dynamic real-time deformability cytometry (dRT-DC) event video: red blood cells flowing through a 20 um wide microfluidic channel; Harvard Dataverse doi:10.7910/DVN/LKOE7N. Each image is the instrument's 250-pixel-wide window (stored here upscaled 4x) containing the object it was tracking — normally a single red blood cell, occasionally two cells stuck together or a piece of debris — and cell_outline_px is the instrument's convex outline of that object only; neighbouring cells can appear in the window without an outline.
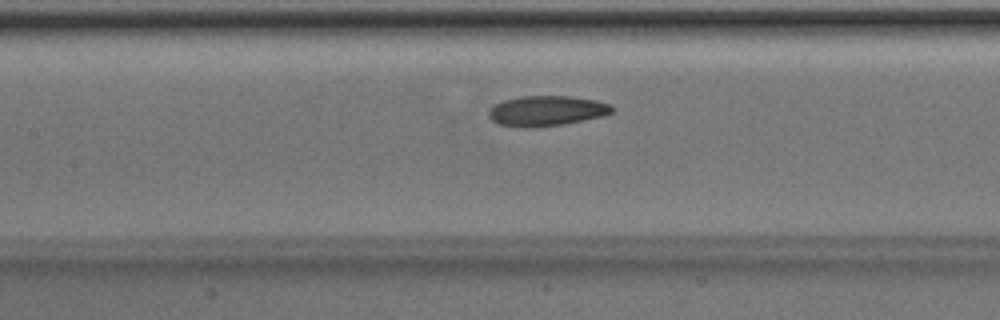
{"species": "Egyptian fruit bat (a non-hibernating species)", "species_latin": "Rousettus aegyptiacus", "temperature_condition": "room temperature", "stored_images_in_passage": 43, "camera_frame_rate_fps": 3000, "um_per_image_px": 0.085, "animal": {"sex": "male"}, "frame": {"image": 1, "passage_image": 16, "time_ms": 5.0, "image_size_px": [1000, 320], "cell_outline_px": [[616, 108], [612, 112], [604, 116], [564, 124], [536, 128], [524, 128], [500, 124], [492, 120], [488, 116], [488, 108], [492, 104], [504, 100], [520, 96], [568, 96], [596, 100], [612, 104]], "centroid_in_image_um": [46.46, 9.42], "position_along_channel_um": 160.9, "area_um2": 22.14}}
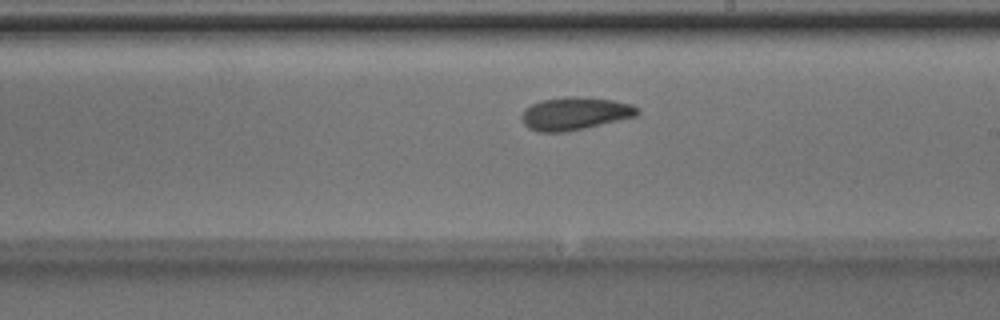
{"frame": {"image": 2, "passage_image": 22, "time_ms": 7.0, "image_size_px": [1000, 320], "cell_outline_px": [[640, 112], [636, 116], [584, 128], [564, 132], [536, 132], [528, 128], [520, 120], [520, 116], [524, 108], [540, 100], [564, 96], [580, 96], [612, 100], [632, 104], [640, 108]], "centroid_in_image_um": [48.82, 9.64], "position_along_channel_um": 240.2, "area_um2": 22.43}}
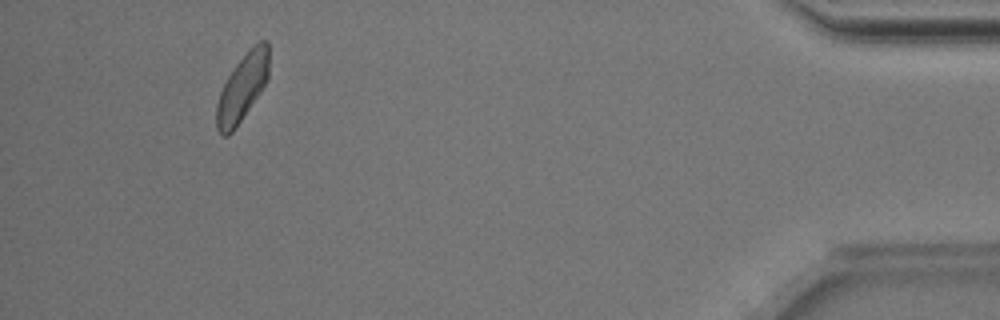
{"frame": {"image": 3, "passage_image": 40, "time_ms": 13.0, "image_size_px": [1000, 320], "cell_outline_px": [[268, 80], [260, 92], [232, 132], [228, 136], [224, 136], [216, 128], [216, 104], [220, 92], [228, 76], [236, 64], [260, 40], [268, 40]], "centroid_in_image_um": [20.59, 7.47], "position_along_channel_um": 414.6, "area_um2": 20.0}, "authors_computed_cell_mechanics": {"area_um2": 21.4438, "velocity_mm_per_s": 3.9773, "shape_relaxation_time_tau1_ms": 2.9252, "shape_relaxation_time_tau2_ms": 3.3078, "deformation_change_tau1": 0.1047, "deformation_change_tau2": 0.0868}}